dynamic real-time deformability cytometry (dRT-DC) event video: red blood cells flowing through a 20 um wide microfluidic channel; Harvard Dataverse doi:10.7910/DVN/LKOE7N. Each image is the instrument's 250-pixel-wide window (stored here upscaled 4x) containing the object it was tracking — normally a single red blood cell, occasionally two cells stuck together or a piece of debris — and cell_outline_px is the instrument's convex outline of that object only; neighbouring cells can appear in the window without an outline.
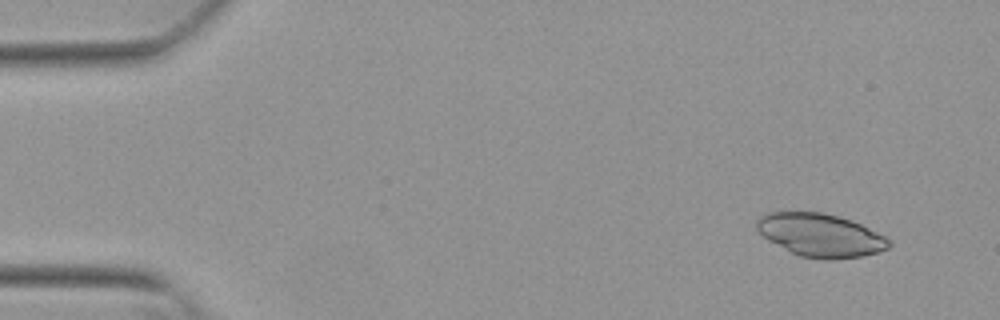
{"species": "Egyptian fruit bat (a non-hibernating species)", "species_latin": "Rousettus aegyptiacus", "temperature_condition": "warm", "stored_images_in_passage": 14, "camera_frame_rate_fps": 3000, "um_per_image_px": 0.085, "animal": {"sex": "female"}, "frame": {"image": 1, "passage_image": 3, "time_ms": 0.667, "image_size_px": [1000, 320], "cell_outline_px": [[892, 244], [888, 248], [880, 252], [864, 256], [832, 260], [824, 260], [800, 256], [768, 240], [756, 228], [756, 220], [760, 216], [768, 212], [820, 212], [840, 216], [852, 220], [892, 240]], "centroid_in_image_um": [69.77, 19.99], "position_along_channel_um": 15.2, "area_um2": 33.35}}
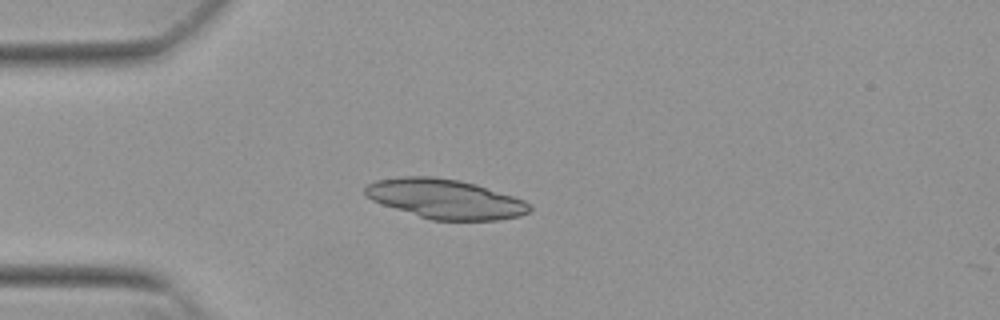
{"frame": {"image": 2, "passage_image": 13, "time_ms": 4.0, "image_size_px": [1000, 320], "cell_outline_px": [[532, 208], [528, 212], [520, 216], [500, 220], [432, 220], [372, 200], [364, 192], [364, 188], [368, 184], [376, 180], [404, 176], [432, 176], [460, 180], [476, 184], [524, 200]], "centroid_in_image_um": [37.86, 16.9], "position_along_channel_um": 47.1, "area_um2": 37.45}}